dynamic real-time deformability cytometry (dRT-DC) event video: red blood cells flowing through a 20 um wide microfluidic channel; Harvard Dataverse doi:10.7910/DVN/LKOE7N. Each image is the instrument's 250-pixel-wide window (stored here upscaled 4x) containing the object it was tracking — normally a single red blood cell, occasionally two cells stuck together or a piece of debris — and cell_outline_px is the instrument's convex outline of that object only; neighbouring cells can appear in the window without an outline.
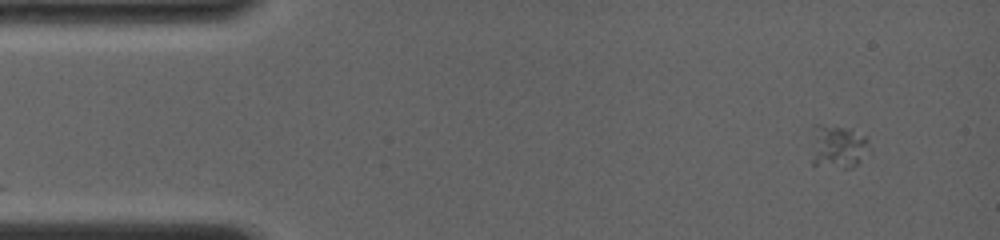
{"species": "common noctule bat (a hibernating species)", "species_latin": "Nyctalus noctula", "temperature_condition": "room temperature", "stored_images_in_passage": 8, "camera_frame_rate_fps": 4000, "um_per_image_px": 0.085, "animal": {"sex": "female", "body_mass_g": 19.0, "forearm_length_mm": 56.7}, "frame": {"image": 1, "passage_image": 1, "time_ms": 0.0, "image_size_px": [1000, 240], "cell_outline_px": [[868, 140], [860, 160], [852, 168], [844, 168], [812, 164], [812, 128], [816, 124], [820, 124], [840, 128], [864, 136]], "centroid_in_image_um": [71.11, 12.48], "position_along_channel_um": 13.9, "area_um2": 13.93}}
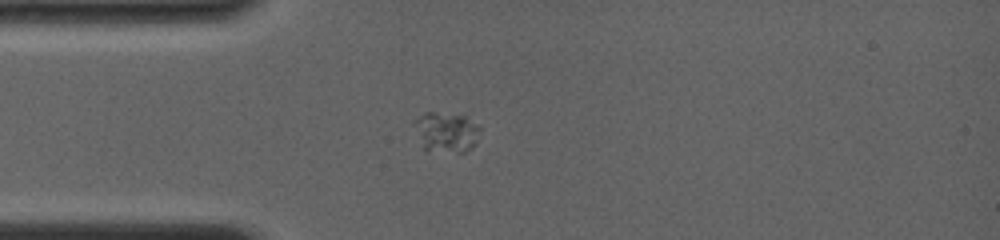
{"frame": {"image": 2, "passage_image": 6, "time_ms": 3.0, "image_size_px": [1000, 240], "cell_outline_px": [[480, 132], [476, 144], [464, 152], [456, 152], [424, 148], [412, 124], [412, 120], [424, 112], [432, 112], [464, 116], [480, 124]], "centroid_in_image_um": [37.94, 11.19], "position_along_channel_um": 47.1, "area_um2": 15.32}}
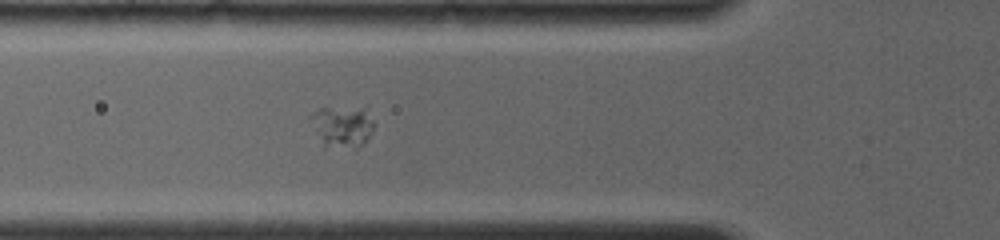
{"frame": {"image": 3, "passage_image": 8, "time_ms": 4.5, "image_size_px": [1000, 240], "cell_outline_px": [[376, 124], [368, 136], [356, 148], [324, 144], [308, 116], [320, 108], [364, 108]], "centroid_in_image_um": [29.12, 10.7], "position_along_channel_um": 96.7, "area_um2": 14.51}}